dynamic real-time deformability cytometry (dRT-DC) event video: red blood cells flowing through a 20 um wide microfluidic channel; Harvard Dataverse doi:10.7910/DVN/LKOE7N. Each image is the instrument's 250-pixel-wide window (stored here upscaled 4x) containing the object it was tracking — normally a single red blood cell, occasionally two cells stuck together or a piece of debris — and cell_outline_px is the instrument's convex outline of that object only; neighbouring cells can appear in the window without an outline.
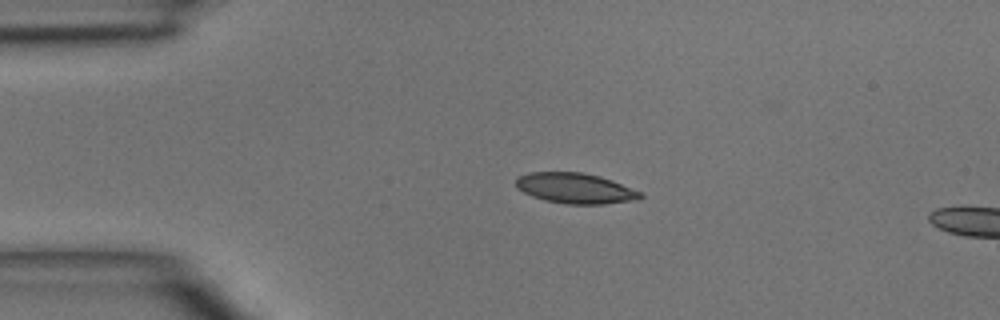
{"species": "common noctule bat (a hibernating species)", "species_latin": "Nyctalus noctula", "temperature_condition": "room temperature", "stored_images_in_passage": 37, "camera_frame_rate_fps": 3000, "um_per_image_px": 0.085, "animal": {"sex": "male", "body_mass_g": 15.6}, "frame": {"image": 1, "passage_image": 1, "time_ms": 0.0, "image_size_px": [1000, 320], "cell_outline_px": [[644, 196], [636, 200], [604, 204], [568, 204], [544, 200], [532, 196], [516, 188], [516, 180], [520, 176], [528, 172], [580, 172], [600, 176], [612, 180], [640, 192]], "centroid_in_image_um": [48.89, 16.0], "position_along_channel_um": 36.1, "area_um2": 21.96}}
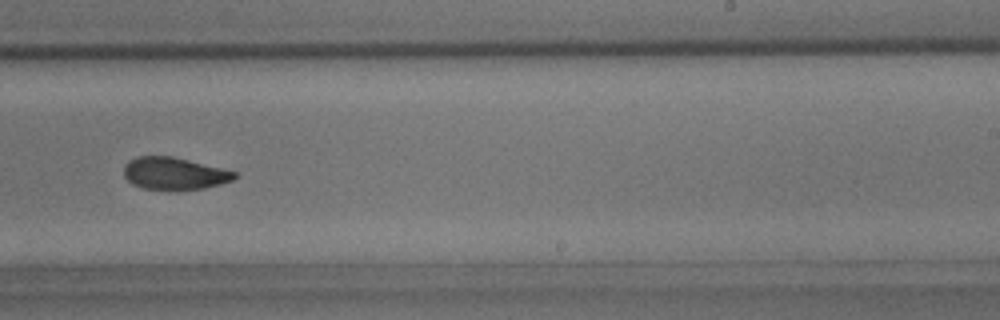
{"frame": {"image": 2, "passage_image": 20, "time_ms": 6.333, "image_size_px": [1000, 320], "cell_outline_px": [[236, 176], [232, 180], [220, 184], [204, 188], [176, 192], [168, 192], [144, 188], [132, 184], [124, 176], [124, 164], [128, 160], [136, 156], [172, 156], [236, 172]], "centroid_in_image_um": [14.76, 14.78], "position_along_channel_um": 274.2, "area_um2": 21.21}}
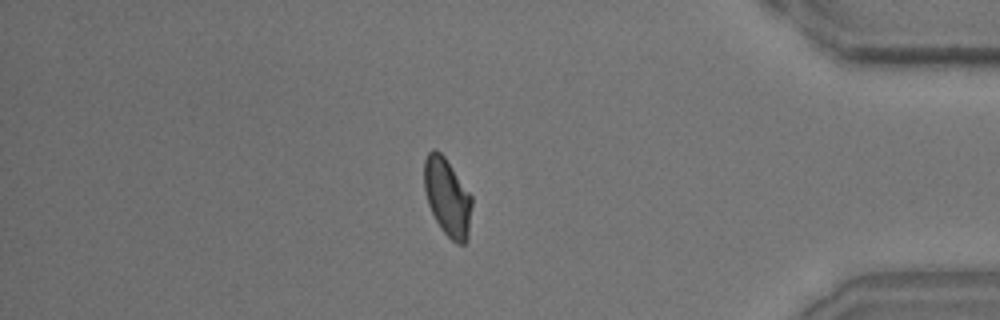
{"frame": {"image": 3, "passage_image": 31, "time_ms": 10.0, "image_size_px": [1000, 320], "cell_outline_px": [[472, 204], [468, 236], [464, 244], [460, 244], [452, 240], [440, 228], [428, 204], [424, 188], [424, 160], [428, 152], [432, 148], [436, 148], [444, 156], [472, 196]], "centroid_in_image_um": [38.01, 16.73], "position_along_channel_um": 397.2, "area_um2": 21.5}}